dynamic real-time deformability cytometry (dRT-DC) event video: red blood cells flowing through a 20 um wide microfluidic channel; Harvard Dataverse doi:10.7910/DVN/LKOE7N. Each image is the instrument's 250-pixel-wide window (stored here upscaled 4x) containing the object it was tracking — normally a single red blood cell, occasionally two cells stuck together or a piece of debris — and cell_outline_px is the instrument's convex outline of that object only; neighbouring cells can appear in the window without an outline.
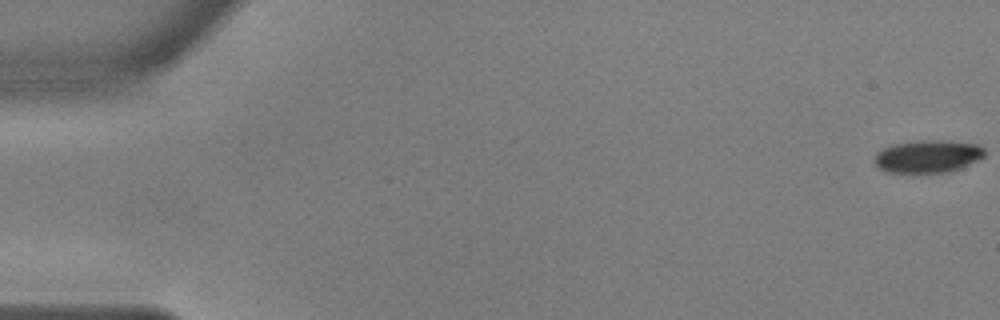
{"species": "common noctule bat (a hibernating species)", "species_latin": "Nyctalus noctula", "temperature_condition": "warm", "stored_images_in_passage": 56, "camera_frame_rate_fps": 3000, "um_per_image_px": 0.085, "animal": {"sex": "male", "body_mass_g": 17.9, "forearm_length_mm": 54.2}, "frame": {"image": 1, "passage_image": 1, "time_ms": 0.0, "image_size_px": [1000, 320], "cell_outline_px": [[984, 156], [960, 168], [948, 172], [888, 172], [876, 168], [876, 152], [892, 144], [916, 140], [948, 140], [976, 144], [984, 148]], "centroid_in_image_um": [78.84, 13.27], "position_along_channel_um": 6.2, "area_um2": 20.87}}
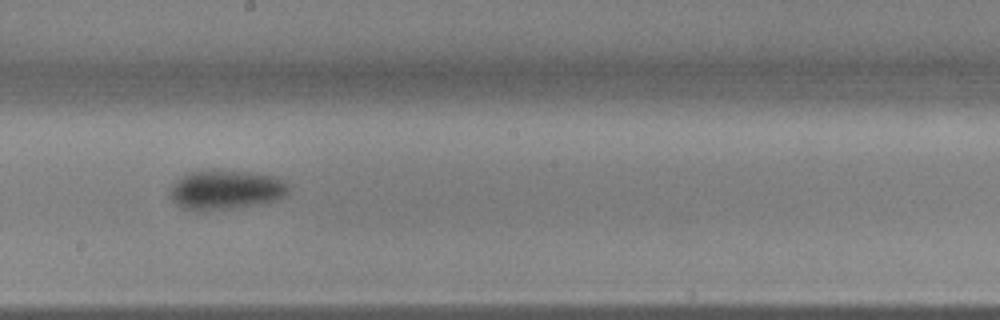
{"frame": {"image": 2, "passage_image": 32, "time_ms": 10.333, "image_size_px": [1000, 320], "cell_outline_px": [[292, 188], [288, 196], [276, 200], [256, 204], [204, 212], [196, 212], [184, 208], [176, 204], [168, 196], [168, 192], [172, 184], [176, 180], [188, 172], [208, 168], [216, 168], [248, 172], [276, 176], [292, 184]], "centroid_in_image_um": [19.2, 16.11], "position_along_channel_um": 229.0, "area_um2": 28.44}}
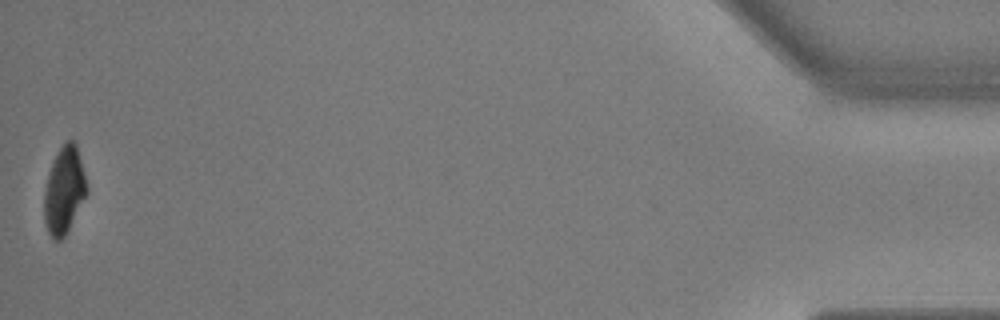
{"frame": {"image": 3, "passage_image": 56, "time_ms": 18.333, "image_size_px": [1000, 320], "cell_outline_px": [[88, 192], [64, 236], [60, 240], [52, 240], [48, 232], [44, 220], [44, 192], [48, 176], [52, 164], [60, 148], [68, 140], [72, 140], [76, 144], [84, 172], [88, 188]], "centroid_in_image_um": [5.45, 16.21], "position_along_channel_um": 429.7, "area_um2": 21.15}, "authors_computed_cell_mechanics": {"area_um2": 24.2471, "velocity_mm_per_s": 3.6498, "shape_relaxation_time_tau1_ms": 2.6641, "shape_relaxation_time_tau2_ms": 0.5563, "deformation_change_tau1": 0.1149, "deformation_change_tau2": 0.037}}